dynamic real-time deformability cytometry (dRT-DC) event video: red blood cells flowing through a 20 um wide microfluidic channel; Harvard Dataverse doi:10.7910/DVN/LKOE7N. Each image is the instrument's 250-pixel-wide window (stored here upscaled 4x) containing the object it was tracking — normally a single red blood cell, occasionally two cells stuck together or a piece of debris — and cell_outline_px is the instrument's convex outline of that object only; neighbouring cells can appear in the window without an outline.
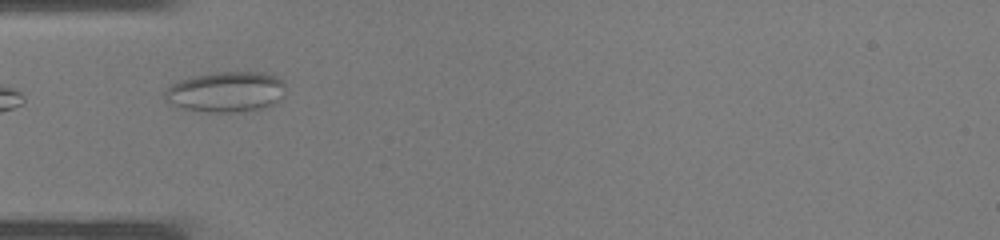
{"species": "common noctule bat (a hibernating species)", "species_latin": "Nyctalus noctula", "temperature_condition": "warm", "stored_images_in_passage": 3, "camera_frame_rate_fps": 3000, "um_per_image_px": 0.085, "animal": {"sex": "male", "body_mass_g": 19.0, "forearm_length_mm": 50.8}, "frame": {"image": 1, "passage_image": 1, "time_ms": 0.0, "image_size_px": [1000, 240], "cell_outline_px": [[284, 96], [272, 104], [264, 108], [244, 112], [208, 112], [184, 108], [172, 104], [164, 96], [164, 92], [172, 84], [180, 80], [192, 76], [216, 72], [264, 72], [276, 76], [284, 84]], "centroid_in_image_um": [19.24, 7.8], "position_along_channel_um": 65.8, "area_um2": 28.44}}